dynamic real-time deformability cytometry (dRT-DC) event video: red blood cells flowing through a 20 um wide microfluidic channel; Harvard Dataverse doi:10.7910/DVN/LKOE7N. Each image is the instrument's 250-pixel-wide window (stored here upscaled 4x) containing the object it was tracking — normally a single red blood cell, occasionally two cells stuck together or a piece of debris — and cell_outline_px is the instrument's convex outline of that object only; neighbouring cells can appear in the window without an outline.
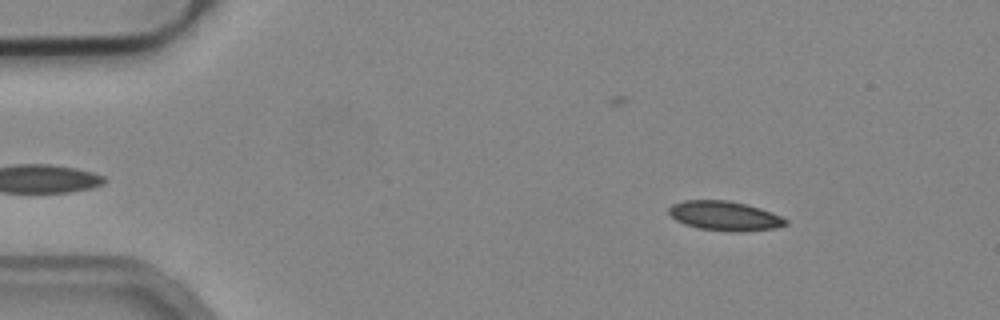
{"species": "common noctule bat (a hibernating species)", "species_latin": "Nyctalus noctula", "temperature_condition": "cold", "stored_images_in_passage": 53, "camera_frame_rate_fps": 3000, "um_per_image_px": 0.085, "animal": {"sex": "male", "body_mass_g": 19.2, "forearm_length_mm": 51.8}, "frame": {"image": 1, "passage_image": 7, "time_ms": 2.0, "image_size_px": [1000, 320], "cell_outline_px": [[788, 224], [776, 228], [740, 232], [732, 232], [700, 228], [684, 224], [676, 220], [668, 212], [668, 208], [672, 204], [684, 200], [728, 200], [760, 208], [780, 216], [788, 220]], "centroid_in_image_um": [61.59, 18.35], "position_along_channel_um": 23.4, "area_um2": 20.0}}
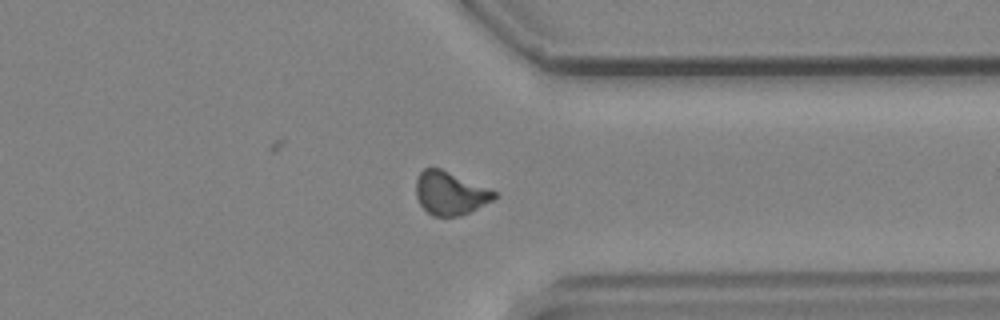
{"frame": {"image": 2, "passage_image": 41, "time_ms": 13.333, "image_size_px": [1000, 320], "cell_outline_px": [[496, 196], [492, 200], [460, 216], [432, 216], [420, 204], [416, 196], [416, 180], [420, 172], [424, 168], [440, 168], [488, 188], [496, 192]], "centroid_in_image_um": [38.22, 16.42], "position_along_channel_um": 373.2, "area_um2": 19.36}}
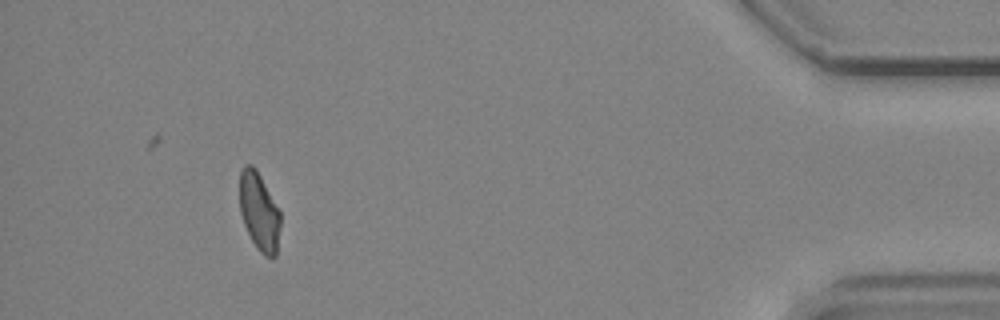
{"frame": {"image": 3, "passage_image": 49, "time_ms": 16.0, "image_size_px": [1000, 320], "cell_outline_px": [[280, 224], [276, 256], [272, 260], [264, 256], [260, 252], [252, 240], [244, 224], [240, 212], [240, 172], [244, 164], [252, 164], [256, 168], [280, 212]], "centroid_in_image_um": [22.03, 18.0], "position_along_channel_um": 413.2, "area_um2": 18.5}, "authors_computed_cell_mechanics": {"area_um2": 19.8832, "velocity_mm_per_s": 3.8146, "shape_relaxation_time_tau1_ms": null, "shape_relaxation_time_tau2_ms": 3.3944, "deformation_change_tau1": null, "deformation_change_tau2": 0.0835}}